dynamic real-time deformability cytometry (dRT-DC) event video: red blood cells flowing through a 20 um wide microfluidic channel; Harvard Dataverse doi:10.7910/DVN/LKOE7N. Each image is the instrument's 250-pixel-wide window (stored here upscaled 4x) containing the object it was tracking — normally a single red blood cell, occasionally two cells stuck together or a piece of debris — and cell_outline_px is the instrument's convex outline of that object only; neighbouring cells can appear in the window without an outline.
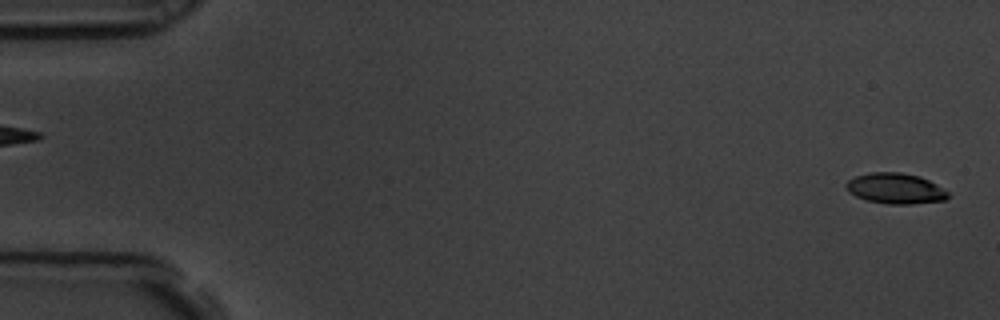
{"species": "common noctule bat (a hibernating species)", "species_latin": "Nyctalus noctula", "temperature_condition": "room temperature", "stored_images_in_passage": 6, "segment_of_instrument_passage": [2, 2], "camera_frame_rate_fps": 3000, "um_per_image_px": 0.085, "animal": {"sex": "male", "body_mass_g": 19.5, "forearm_length_mm": 54.6}, "frame": {"image": 1, "passage_image": 6, "time_ms": 1.667, "image_size_px": [1000, 320], "cell_outline_px": [[952, 196], [944, 200], [912, 204], [888, 204], [868, 200], [856, 196], [848, 192], [844, 184], [848, 180], [856, 176], [868, 172], [900, 172], [920, 176], [944, 188]], "centroid_in_image_um": [76.12, 16.01], "position_along_channel_um": 8.9, "area_um2": 18.32}}